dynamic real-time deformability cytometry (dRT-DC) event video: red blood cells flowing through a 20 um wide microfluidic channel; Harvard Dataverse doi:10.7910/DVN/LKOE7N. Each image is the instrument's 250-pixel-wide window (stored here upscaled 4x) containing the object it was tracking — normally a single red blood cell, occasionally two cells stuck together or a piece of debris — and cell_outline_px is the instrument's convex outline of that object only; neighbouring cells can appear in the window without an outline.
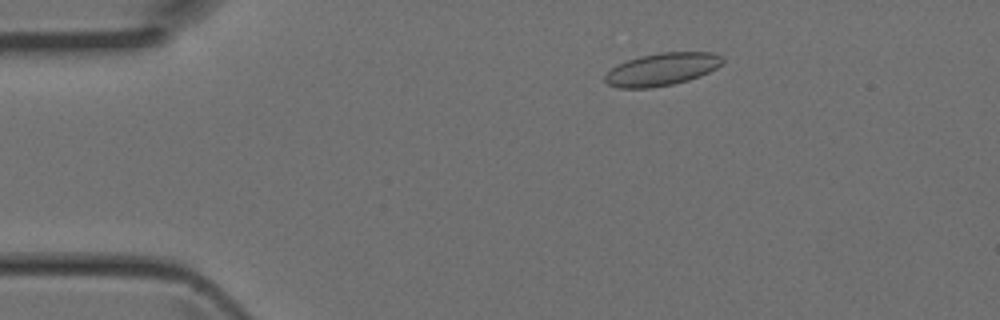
{"species": "Egyptian fruit bat (a non-hibernating species)", "species_latin": "Rousettus aegyptiacus", "temperature_condition": "room temperature", "stored_images_in_passage": 43, "camera_frame_rate_fps": 3000, "um_per_image_px": 0.085, "animal": {"sex": "female"}, "frame": {"image": 1, "passage_image": 6, "time_ms": 1.667, "image_size_px": [1000, 320], "cell_outline_px": [[724, 60], [716, 68], [700, 76], [688, 80], [672, 84], [648, 88], [620, 88], [608, 84], [604, 80], [604, 76], [616, 64], [640, 56], [660, 52], [712, 52], [720, 56]], "centroid_in_image_um": [56.24, 5.88], "position_along_channel_um": 28.8, "area_um2": 22.2}}
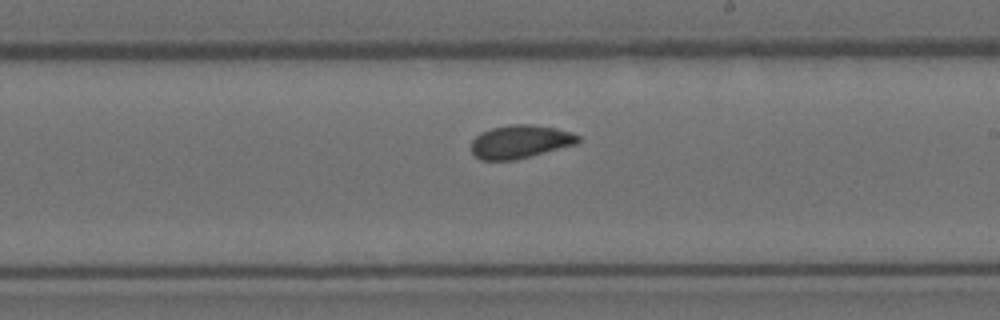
{"frame": {"image": 2, "passage_image": 24, "time_ms": 7.667, "image_size_px": [1000, 320], "cell_outline_px": [[580, 140], [576, 144], [516, 160], [480, 160], [472, 152], [472, 140], [480, 132], [492, 128], [508, 124], [532, 124], [556, 128], [572, 132], [580, 136]], "centroid_in_image_um": [44.22, 12.03], "position_along_channel_um": 244.8, "area_um2": 20.81}}
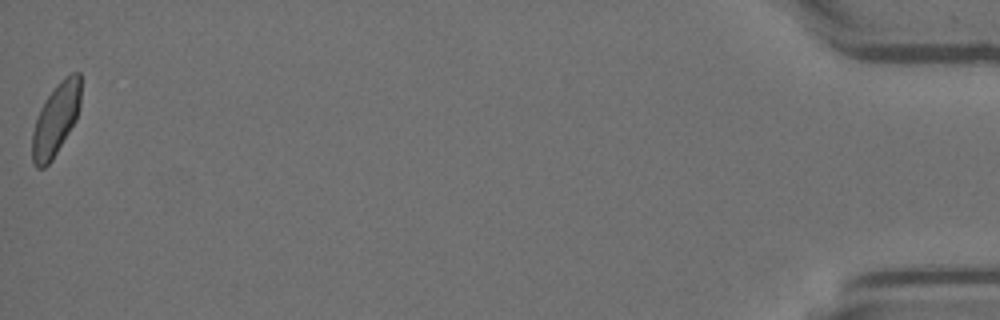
{"frame": {"image": 3, "passage_image": 43, "time_ms": 14.0, "image_size_px": [1000, 320], "cell_outline_px": [[80, 104], [76, 120], [52, 160], [44, 168], [36, 168], [32, 160], [32, 132], [40, 108], [44, 100], [56, 84], [60, 80], [72, 72], [80, 72]], "centroid_in_image_um": [4.73, 10.14], "position_along_channel_um": 430.5, "area_um2": 20.4}}